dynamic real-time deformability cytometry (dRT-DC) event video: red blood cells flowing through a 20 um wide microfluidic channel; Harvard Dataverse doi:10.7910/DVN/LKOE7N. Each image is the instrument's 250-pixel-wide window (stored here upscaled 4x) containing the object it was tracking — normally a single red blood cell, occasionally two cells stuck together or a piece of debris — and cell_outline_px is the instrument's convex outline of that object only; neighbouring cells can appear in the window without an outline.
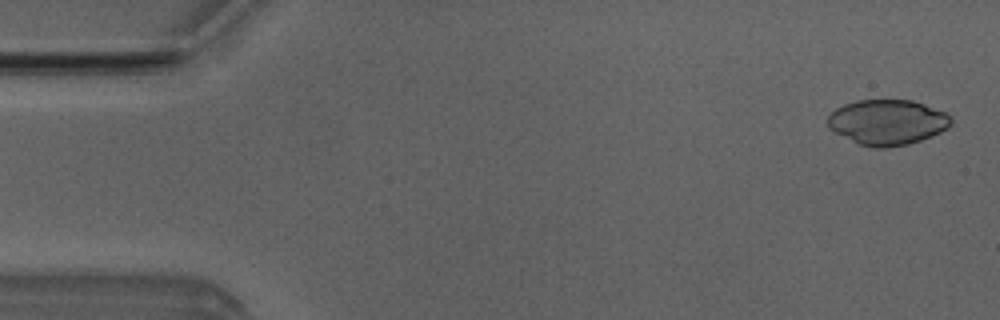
{"species": "Egyptian fruit bat (a non-hibernating species)", "species_latin": "Rousettus aegyptiacus", "temperature_condition": "room temperature", "stored_images_in_passage": 4, "camera_frame_rate_fps": 3000, "um_per_image_px": 0.085, "animal": {"sex": "male"}, "frame": {"image": 1, "passage_image": 1, "time_ms": 0.0, "image_size_px": [1000, 320], "cell_outline_px": [[952, 124], [940, 132], [932, 136], [908, 144], [888, 148], [876, 148], [860, 144], [828, 128], [828, 116], [836, 108], [844, 104], [856, 100], [912, 100], [924, 104], [944, 112], [952, 120]], "centroid_in_image_um": [75.42, 10.38], "position_along_channel_um": 9.6, "area_um2": 32.31}}